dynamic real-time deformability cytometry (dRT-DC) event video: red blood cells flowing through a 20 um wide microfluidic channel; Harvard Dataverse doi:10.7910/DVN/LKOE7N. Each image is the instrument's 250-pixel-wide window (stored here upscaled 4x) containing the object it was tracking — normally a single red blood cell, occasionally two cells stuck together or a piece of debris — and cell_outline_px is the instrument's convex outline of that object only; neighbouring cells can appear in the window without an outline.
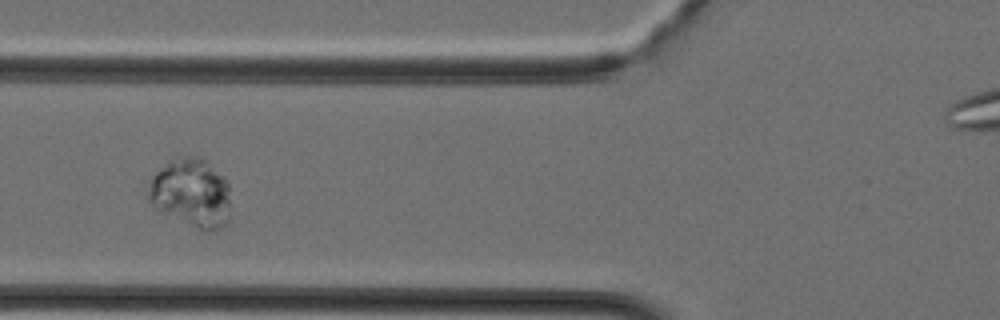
{"species": "Egyptian fruit bat (a non-hibernating species)", "species_latin": "Rousettus aegyptiacus", "temperature_condition": "cold", "stored_images_in_passage": 42, "segment_of_instrument_passage": [1, 2], "camera_frame_rate_fps": 3000, "um_per_image_px": 0.085, "animal": {"sex": "female"}, "frame": {"image": 1, "passage_image": 16, "time_ms": 5.0, "image_size_px": [1000, 320], "cell_outline_px": [[228, 220], [220, 228], [208, 232], [160, 212], [144, 196], [148, 180], [168, 160], [180, 156], [200, 156], [224, 176], [228, 180]], "centroid_in_image_um": [16.19, 16.37], "position_along_channel_um": 109.6, "area_um2": 33.29}}
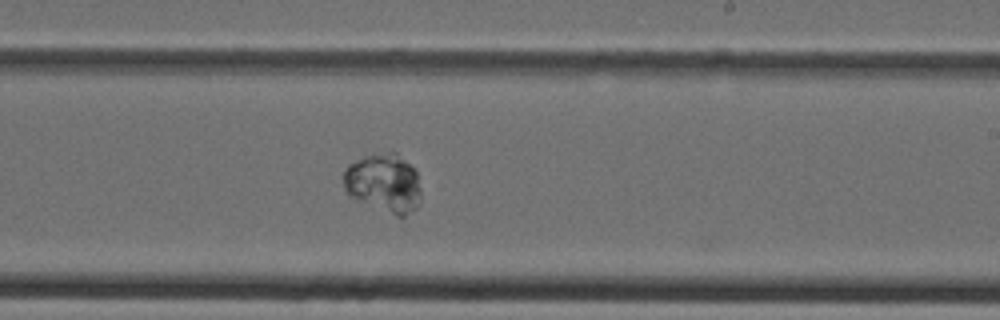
{"frame": {"image": 2, "passage_image": 25, "time_ms": 8.0, "image_size_px": [1000, 320], "cell_outline_px": [[420, 200], [416, 208], [404, 216], [396, 216], [356, 200], [348, 196], [344, 188], [344, 172], [348, 164], [364, 156], [388, 152], [396, 152], [416, 168], [420, 188]], "centroid_in_image_um": [32.63, 15.56], "position_along_channel_um": 256.4, "area_um2": 26.76}}
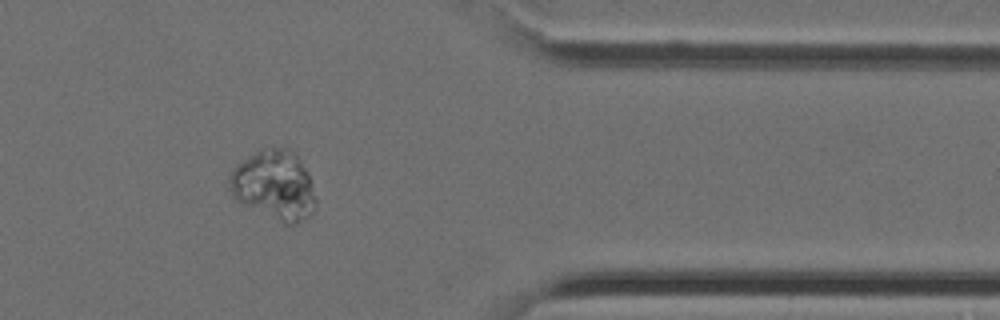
{"frame": {"image": 3, "passage_image": 34, "time_ms": 11.0, "image_size_px": [1000, 320], "cell_outline_px": [[316, 208], [308, 216], [296, 224], [284, 224], [240, 204], [232, 196], [228, 180], [228, 172], [236, 164], [260, 148], [272, 144], [288, 148], [300, 160], [308, 176], [316, 200]], "centroid_in_image_um": [23.25, 15.72], "position_along_channel_um": 388.2, "area_um2": 35.55}}